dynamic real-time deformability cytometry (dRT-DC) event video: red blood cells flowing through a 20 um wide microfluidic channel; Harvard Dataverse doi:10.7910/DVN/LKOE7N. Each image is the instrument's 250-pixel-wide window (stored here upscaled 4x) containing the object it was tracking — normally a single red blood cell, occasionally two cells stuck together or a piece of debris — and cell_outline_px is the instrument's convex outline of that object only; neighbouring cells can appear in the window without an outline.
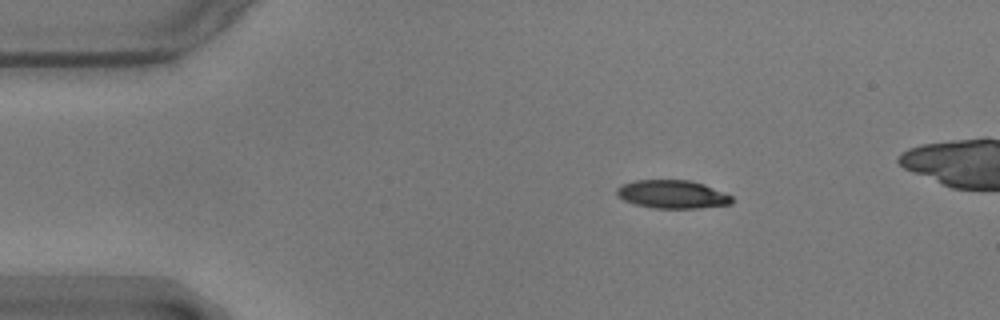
{"species": "common noctule bat (a hibernating species)", "species_latin": "Nyctalus noctula", "temperature_condition": "warm", "stored_images_in_passage": 31, "camera_frame_rate_fps": 3000, "um_per_image_px": 0.085, "animal": {"sex": "male", "body_mass_g": 17.9}, "frame": {"image": 1, "passage_image": 1, "time_ms": 0.0, "image_size_px": [1000, 320], "cell_outline_px": [[732, 204], [700, 208], [652, 208], [636, 204], [624, 200], [616, 196], [616, 188], [620, 184], [636, 180], [688, 180], [704, 184], [724, 192], [732, 196]], "centroid_in_image_um": [57.13, 16.51], "position_along_channel_um": 27.9, "area_um2": 19.07}}
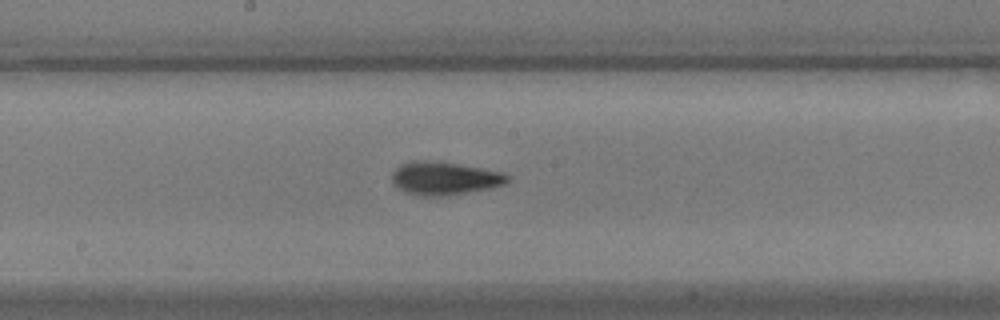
{"frame": {"image": 2, "passage_image": 21, "time_ms": 6.667, "image_size_px": [1000, 320], "cell_outline_px": [[508, 180], [504, 184], [492, 188], [448, 196], [416, 196], [404, 192], [396, 188], [392, 184], [392, 172], [400, 164], [412, 160], [432, 160], [460, 164], [504, 172], [508, 176]], "centroid_in_image_um": [37.73, 15.16], "position_along_channel_um": 210.5, "area_um2": 22.83}}
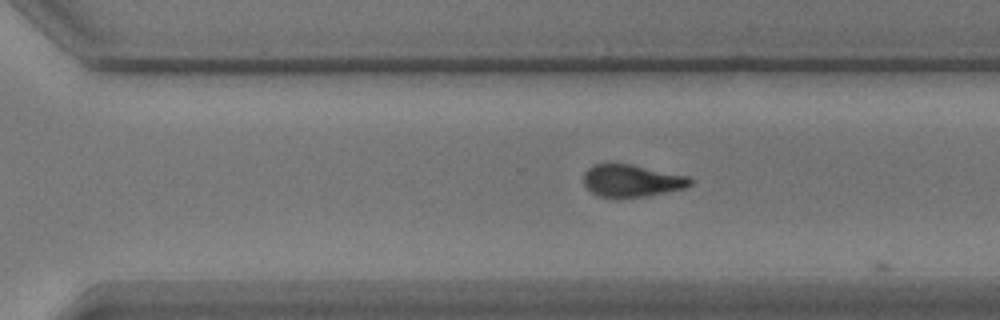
{"frame": {"image": 3, "passage_image": 30, "time_ms": 9.667, "image_size_px": [1000, 320], "cell_outline_px": [[692, 184], [684, 188], [644, 196], [600, 196], [592, 192], [584, 184], [584, 172], [588, 168], [596, 164], [608, 160], [632, 164], [688, 176], [692, 180]], "centroid_in_image_um": [53.66, 15.3], "position_along_channel_um": 316.9, "area_um2": 20.06}}